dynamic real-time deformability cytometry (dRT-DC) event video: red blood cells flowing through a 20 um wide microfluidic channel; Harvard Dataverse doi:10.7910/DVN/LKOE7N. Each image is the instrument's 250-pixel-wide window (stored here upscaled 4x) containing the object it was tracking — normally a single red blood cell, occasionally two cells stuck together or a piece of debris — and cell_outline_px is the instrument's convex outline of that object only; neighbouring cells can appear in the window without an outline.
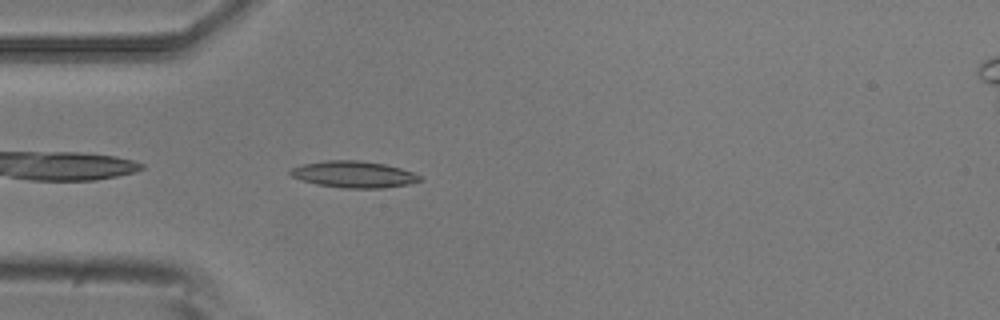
{"species": "common noctule bat (a hibernating species)", "species_latin": "Nyctalus noctula", "temperature_condition": "room temperature", "stored_images_in_passage": 5, "camera_frame_rate_fps": 3000, "um_per_image_px": 0.085, "animal": {"sex": "male", "body_mass_g": 20.5, "forearm_length_mm": 52.5}, "frame": {"image": 1, "passage_image": 5, "time_ms": 1.333, "image_size_px": [1000, 320], "cell_outline_px": [[424, 180], [408, 184], [384, 188], [340, 188], [316, 184], [300, 180], [292, 176], [288, 172], [292, 168], [304, 164], [324, 160], [360, 160], [384, 164], [400, 168], [412, 172], [420, 176]], "centroid_in_image_um": [30.06, 14.82], "position_along_channel_um": 54.9, "area_um2": 20.11}}